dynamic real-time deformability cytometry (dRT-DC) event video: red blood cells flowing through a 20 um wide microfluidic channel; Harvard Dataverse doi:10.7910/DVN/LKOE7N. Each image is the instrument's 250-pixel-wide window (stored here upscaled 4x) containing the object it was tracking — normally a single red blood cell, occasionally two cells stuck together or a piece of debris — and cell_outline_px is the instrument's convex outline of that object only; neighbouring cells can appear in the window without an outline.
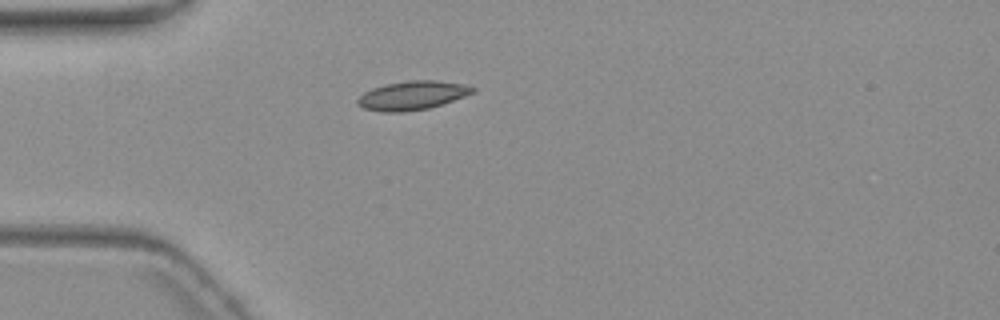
{"species": "common noctule bat (a hibernating species)", "species_latin": "Nyctalus noctula", "temperature_condition": "warm", "stored_images_in_passage": 2, "camera_frame_rate_fps": 3000, "um_per_image_px": 0.085, "animal": {"sex": "female", "body_mass_g": 19.3, "forearm_length_mm": 54.1}, "frame": {"image": 1, "passage_image": 1, "time_ms": 0.0, "image_size_px": [1000, 320], "cell_outline_px": [[476, 92], [428, 108], [400, 112], [384, 112], [364, 108], [356, 104], [356, 100], [364, 92], [372, 88], [388, 84], [408, 80], [432, 80], [464, 84], [476, 88]], "centroid_in_image_um": [35.03, 8.11], "position_along_channel_um": 50.0, "area_um2": 19.07}}